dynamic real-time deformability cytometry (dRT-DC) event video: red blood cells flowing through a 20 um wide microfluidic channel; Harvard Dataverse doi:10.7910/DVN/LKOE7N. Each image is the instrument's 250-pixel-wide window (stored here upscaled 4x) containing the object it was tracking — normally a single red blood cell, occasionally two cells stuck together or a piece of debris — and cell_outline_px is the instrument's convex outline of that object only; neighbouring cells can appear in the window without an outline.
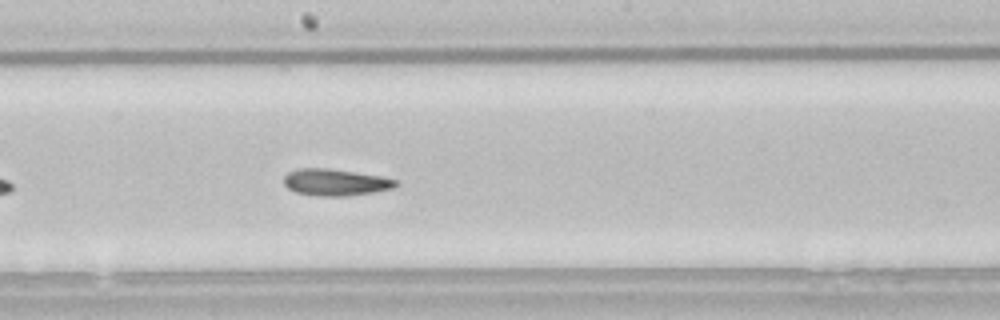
{"species": "common noctule bat (a hibernating species)", "species_latin": "Nyctalus noctula", "temperature_condition": "room temperature", "stored_images_in_passage": 35, "camera_frame_rate_fps": 3000, "um_per_image_px": 0.085, "animal": {"sex": "male", "body_mass_g": 21.5, "forearm_length_mm": 52.0}, "frame": {"image": 1, "passage_image": 16, "time_ms": 5.0, "image_size_px": [1000, 320], "cell_outline_px": [[400, 184], [392, 188], [372, 192], [348, 196], [316, 196], [296, 192], [288, 188], [284, 184], [284, 176], [288, 172], [296, 168], [328, 168], [380, 176], [396, 180]], "centroid_in_image_um": [28.48, 15.49], "position_along_channel_um": 219.7, "area_um2": 17.4}, "authors_computed_cell_mechanics": {"area_um2": 17.2244, "velocity_mm_per_s": 3.8093, "shape_relaxation_time_tau1_ms": null, "shape_relaxation_time_tau2_ms": 8.3772, "deformation_change_tau1": null, "deformation_change_tau2": 0.1624}}